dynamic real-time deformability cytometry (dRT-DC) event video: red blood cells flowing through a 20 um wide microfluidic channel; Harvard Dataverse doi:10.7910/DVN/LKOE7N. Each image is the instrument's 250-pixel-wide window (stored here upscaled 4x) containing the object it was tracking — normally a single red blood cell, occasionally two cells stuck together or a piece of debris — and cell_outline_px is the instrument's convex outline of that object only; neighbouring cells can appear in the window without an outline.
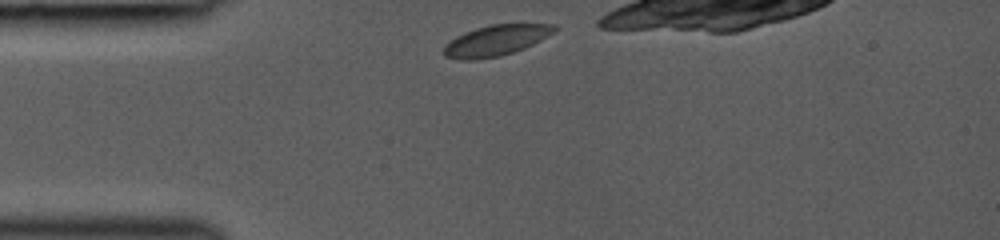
{"species": "common noctule bat (a hibernating species)", "species_latin": "Nyctalus noctula", "temperature_condition": "room temperature", "stored_images_in_passage": 27, "camera_frame_rate_fps": 3000, "um_per_image_px": 0.085, "animal": {"sex": "female", "body_mass_g": 19.0, "forearm_length_mm": 53.3}, "frame": {"image": 1, "passage_image": 1, "time_ms": 0.0, "image_size_px": [1000, 240], "cell_outline_px": [[560, 28], [548, 36], [524, 48], [500, 56], [476, 60], [460, 60], [444, 56], [440, 52], [444, 44], [456, 36], [464, 32], [488, 24], [556, 24]], "centroid_in_image_um": [42.1, 3.44], "position_along_channel_um": 42.9, "area_um2": 20.11}}
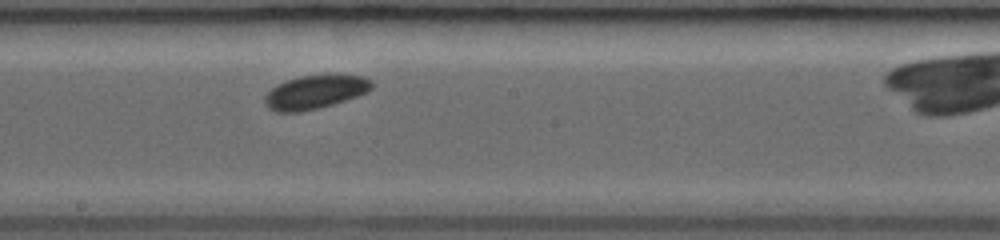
{"frame": {"image": 2, "passage_image": 15, "time_ms": 4.667, "image_size_px": [1000, 240], "cell_outline_px": [[372, 88], [368, 92], [320, 108], [300, 112], [276, 112], [268, 108], [264, 104], [264, 96], [276, 84], [300, 76], [364, 76], [372, 80]], "centroid_in_image_um": [26.74, 7.85], "position_along_channel_um": 221.5, "area_um2": 20.69}}
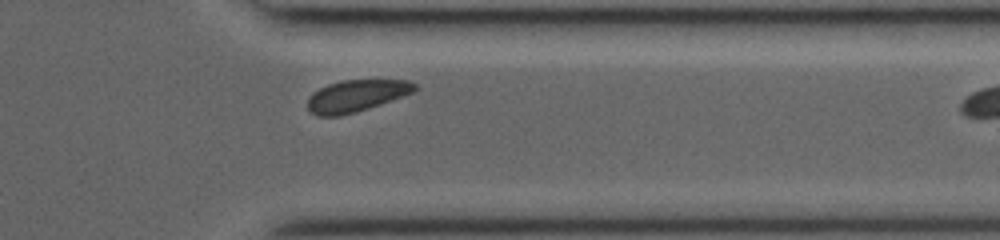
{"frame": {"image": 3, "passage_image": 26, "time_ms": 8.333, "image_size_px": [1000, 240], "cell_outline_px": [[420, 88], [416, 92], [356, 112], [340, 116], [316, 116], [308, 108], [308, 96], [312, 92], [328, 84], [340, 80], [408, 80], [416, 84]], "centroid_in_image_um": [30.31, 8.13], "position_along_channel_um": 381.1, "area_um2": 20.06}}